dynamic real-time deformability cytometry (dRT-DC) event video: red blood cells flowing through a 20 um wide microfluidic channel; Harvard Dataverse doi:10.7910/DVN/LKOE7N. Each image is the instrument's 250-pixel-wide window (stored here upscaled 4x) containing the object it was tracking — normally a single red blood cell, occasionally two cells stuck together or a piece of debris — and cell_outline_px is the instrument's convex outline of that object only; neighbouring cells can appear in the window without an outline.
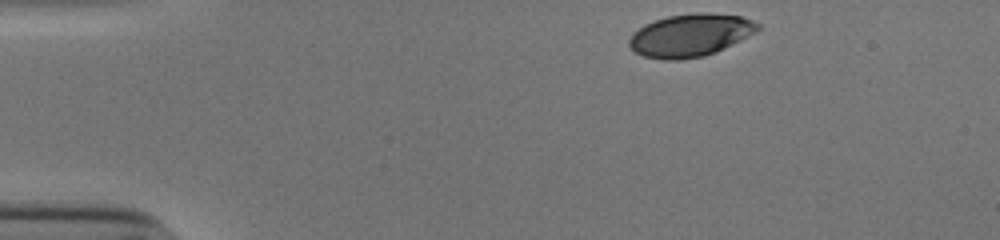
{"species": "human", "species_latin": "Homo sapiens", "temperature_condition": "cold", "stored_images_in_passage": 36, "camera_frame_rate_fps": 3000, "um_per_image_px": 0.085, "donor": {"sex": "male"}, "frame": {"image": 1, "passage_image": 1, "time_ms": 0.0, "image_size_px": [1000, 240], "cell_outline_px": [[764, 28], [716, 52], [704, 56], [680, 60], [664, 60], [644, 56], [636, 52], [628, 44], [628, 40], [632, 32], [644, 24], [668, 16], [696, 12], [708, 12], [740, 16], [752, 20], [760, 24]], "centroid_in_image_um": [58.69, 2.99], "position_along_channel_um": 26.3, "area_um2": 32.19}}
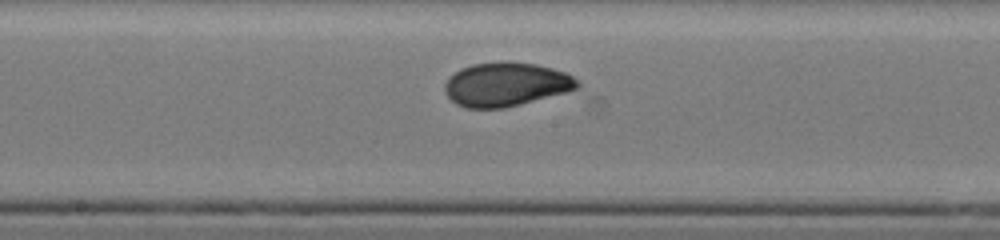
{"frame": {"image": 2, "passage_image": 21, "time_ms": 6.667, "image_size_px": [1000, 240], "cell_outline_px": [[580, 88], [568, 92], [504, 108], [464, 108], [456, 104], [444, 92], [444, 84], [448, 76], [460, 68], [472, 64], [536, 64], [552, 68], [564, 72], [572, 76], [580, 84]], "centroid_in_image_um": [42.99, 7.21], "position_along_channel_um": 205.2, "area_um2": 33.41}}
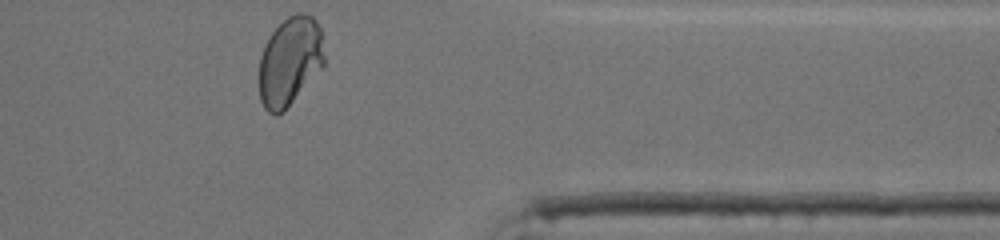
{"frame": {"image": 3, "passage_image": 36, "time_ms": 11.667, "image_size_px": [1000, 240], "cell_outline_px": [[324, 64], [284, 112], [276, 116], [268, 112], [264, 108], [260, 100], [260, 56], [264, 44], [272, 32], [288, 16], [296, 12], [304, 12], [312, 16], [316, 20], [320, 28], [324, 56]], "centroid_in_image_um": [24.63, 5.21], "position_along_channel_um": 386.8, "area_um2": 33.64}, "authors_computed_cell_mechanics": {"area_um2": 33.5818, "velocity_mm_per_s": 3.8851, "shape_relaxation_time_tau1_ms": 5.381, "shape_relaxation_time_tau2_ms": 0.8106, "deformation_change_tau1": 0.1671, "deformation_change_tau2": 0.0448}}